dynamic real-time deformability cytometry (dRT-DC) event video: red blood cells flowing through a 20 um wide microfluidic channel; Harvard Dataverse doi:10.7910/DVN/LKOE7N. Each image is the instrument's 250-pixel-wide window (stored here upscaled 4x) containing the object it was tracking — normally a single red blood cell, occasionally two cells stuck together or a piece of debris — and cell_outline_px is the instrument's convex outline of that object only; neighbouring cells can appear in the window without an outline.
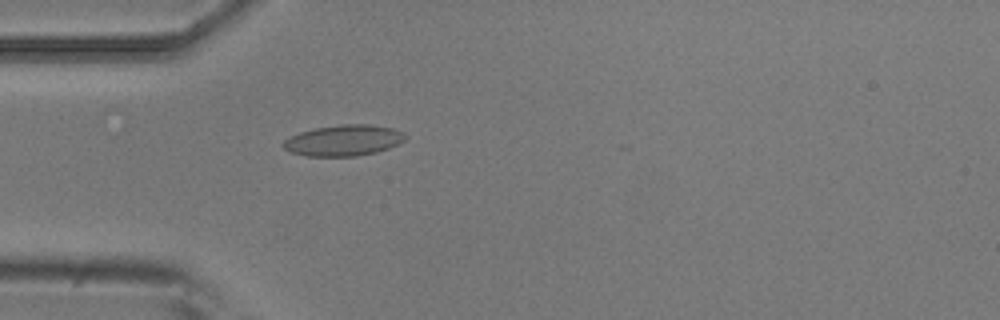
{"species": "common noctule bat (a hibernating species)", "species_latin": "Nyctalus noctula", "temperature_condition": "room temperature", "stored_images_in_passage": 5, "camera_frame_rate_fps": 3000, "um_per_image_px": 0.085, "animal": {"sex": "male", "body_mass_g": 20.5, "forearm_length_mm": 52.5}, "frame": {"image": 1, "passage_image": 5, "time_ms": 1.333, "image_size_px": [1000, 320], "cell_outline_px": [[408, 136], [404, 140], [388, 148], [376, 152], [356, 156], [308, 156], [292, 152], [284, 148], [280, 144], [284, 140], [300, 132], [316, 128], [340, 124], [372, 124], [392, 128], [404, 132]], "centroid_in_image_um": [29.22, 11.92], "position_along_channel_um": 55.8, "area_um2": 21.96}}